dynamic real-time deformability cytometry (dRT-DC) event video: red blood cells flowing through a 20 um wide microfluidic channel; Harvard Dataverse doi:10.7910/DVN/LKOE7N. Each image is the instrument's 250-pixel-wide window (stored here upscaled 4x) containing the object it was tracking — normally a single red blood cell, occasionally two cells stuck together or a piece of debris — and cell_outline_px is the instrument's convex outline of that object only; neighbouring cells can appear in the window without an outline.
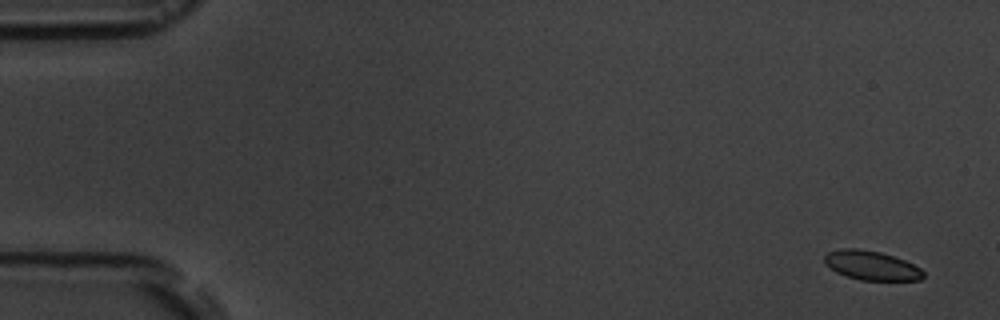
{"species": "common noctule bat (a hibernating species)", "species_latin": "Nyctalus noctula", "temperature_condition": "room temperature", "stored_images_in_passage": 5, "camera_frame_rate_fps": 3000, "um_per_image_px": 0.085, "animal": {"sex": "male", "body_mass_g": 19.5, "forearm_length_mm": 54.6}, "frame": {"image": 1, "passage_image": 1, "time_ms": 0.0, "image_size_px": [1000, 320], "cell_outline_px": [[924, 276], [920, 280], [860, 280], [836, 272], [824, 260], [824, 256], [828, 252], [840, 248], [856, 248], [880, 252], [904, 260], [920, 268], [924, 272]], "centroid_in_image_um": [74.08, 22.56], "position_along_channel_um": 10.9, "area_um2": 16.59}}
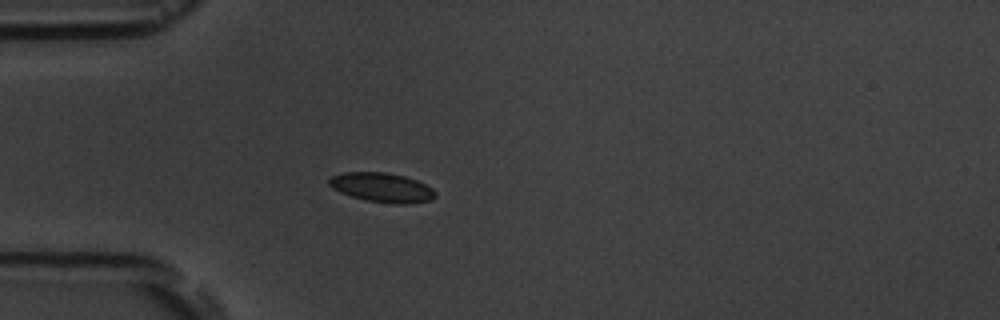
{"frame": {"image": 2, "passage_image": 5, "time_ms": 4.667, "image_size_px": [1000, 320], "cell_outline_px": [[436, 196], [432, 200], [408, 204], [396, 204], [364, 200], [340, 192], [332, 188], [328, 184], [328, 180], [332, 176], [344, 172], [384, 172], [404, 176], [416, 180], [432, 188], [436, 192]], "centroid_in_image_um": [32.47, 15.94], "position_along_channel_um": 52.5, "area_um2": 18.21}}